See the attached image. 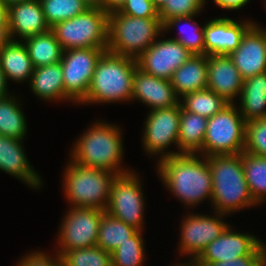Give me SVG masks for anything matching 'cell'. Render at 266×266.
Wrapping results in <instances>:
<instances>
[{
  "label": "cell",
  "instance_id": "cell-22",
  "mask_svg": "<svg viewBox=\"0 0 266 266\" xmlns=\"http://www.w3.org/2000/svg\"><path fill=\"white\" fill-rule=\"evenodd\" d=\"M0 64L7 82H29L34 71L28 49L19 40H10L0 49Z\"/></svg>",
  "mask_w": 266,
  "mask_h": 266
},
{
  "label": "cell",
  "instance_id": "cell-2",
  "mask_svg": "<svg viewBox=\"0 0 266 266\" xmlns=\"http://www.w3.org/2000/svg\"><path fill=\"white\" fill-rule=\"evenodd\" d=\"M120 126L99 119L73 143L70 160L80 166L114 172H131L121 165L124 153Z\"/></svg>",
  "mask_w": 266,
  "mask_h": 266
},
{
  "label": "cell",
  "instance_id": "cell-31",
  "mask_svg": "<svg viewBox=\"0 0 266 266\" xmlns=\"http://www.w3.org/2000/svg\"><path fill=\"white\" fill-rule=\"evenodd\" d=\"M245 179L255 202L266 201V157L247 152L241 153Z\"/></svg>",
  "mask_w": 266,
  "mask_h": 266
},
{
  "label": "cell",
  "instance_id": "cell-1",
  "mask_svg": "<svg viewBox=\"0 0 266 266\" xmlns=\"http://www.w3.org/2000/svg\"><path fill=\"white\" fill-rule=\"evenodd\" d=\"M156 167L165 188L185 207L198 206L207 198L212 201L213 181L207 157L179 154L157 161Z\"/></svg>",
  "mask_w": 266,
  "mask_h": 266
},
{
  "label": "cell",
  "instance_id": "cell-5",
  "mask_svg": "<svg viewBox=\"0 0 266 266\" xmlns=\"http://www.w3.org/2000/svg\"><path fill=\"white\" fill-rule=\"evenodd\" d=\"M163 34L160 18H140L109 13L107 50L137 59Z\"/></svg>",
  "mask_w": 266,
  "mask_h": 266
},
{
  "label": "cell",
  "instance_id": "cell-35",
  "mask_svg": "<svg viewBox=\"0 0 266 266\" xmlns=\"http://www.w3.org/2000/svg\"><path fill=\"white\" fill-rule=\"evenodd\" d=\"M63 266H112L111 254L98 246L66 251Z\"/></svg>",
  "mask_w": 266,
  "mask_h": 266
},
{
  "label": "cell",
  "instance_id": "cell-38",
  "mask_svg": "<svg viewBox=\"0 0 266 266\" xmlns=\"http://www.w3.org/2000/svg\"><path fill=\"white\" fill-rule=\"evenodd\" d=\"M117 11L133 17L160 18L152 0H126Z\"/></svg>",
  "mask_w": 266,
  "mask_h": 266
},
{
  "label": "cell",
  "instance_id": "cell-37",
  "mask_svg": "<svg viewBox=\"0 0 266 266\" xmlns=\"http://www.w3.org/2000/svg\"><path fill=\"white\" fill-rule=\"evenodd\" d=\"M204 7V0H168L159 11V17L164 24L170 18L199 14Z\"/></svg>",
  "mask_w": 266,
  "mask_h": 266
},
{
  "label": "cell",
  "instance_id": "cell-11",
  "mask_svg": "<svg viewBox=\"0 0 266 266\" xmlns=\"http://www.w3.org/2000/svg\"><path fill=\"white\" fill-rule=\"evenodd\" d=\"M107 48H77L63 51L61 66L65 102L80 103L87 95L96 65Z\"/></svg>",
  "mask_w": 266,
  "mask_h": 266
},
{
  "label": "cell",
  "instance_id": "cell-32",
  "mask_svg": "<svg viewBox=\"0 0 266 266\" xmlns=\"http://www.w3.org/2000/svg\"><path fill=\"white\" fill-rule=\"evenodd\" d=\"M182 108L209 119L229 104L223 97L206 88L180 98Z\"/></svg>",
  "mask_w": 266,
  "mask_h": 266
},
{
  "label": "cell",
  "instance_id": "cell-48",
  "mask_svg": "<svg viewBox=\"0 0 266 266\" xmlns=\"http://www.w3.org/2000/svg\"><path fill=\"white\" fill-rule=\"evenodd\" d=\"M155 8L160 11L168 2V0H152Z\"/></svg>",
  "mask_w": 266,
  "mask_h": 266
},
{
  "label": "cell",
  "instance_id": "cell-42",
  "mask_svg": "<svg viewBox=\"0 0 266 266\" xmlns=\"http://www.w3.org/2000/svg\"><path fill=\"white\" fill-rule=\"evenodd\" d=\"M126 0H103V9L110 13L118 10Z\"/></svg>",
  "mask_w": 266,
  "mask_h": 266
},
{
  "label": "cell",
  "instance_id": "cell-34",
  "mask_svg": "<svg viewBox=\"0 0 266 266\" xmlns=\"http://www.w3.org/2000/svg\"><path fill=\"white\" fill-rule=\"evenodd\" d=\"M142 235V231H138L111 253L112 266H142L146 260Z\"/></svg>",
  "mask_w": 266,
  "mask_h": 266
},
{
  "label": "cell",
  "instance_id": "cell-7",
  "mask_svg": "<svg viewBox=\"0 0 266 266\" xmlns=\"http://www.w3.org/2000/svg\"><path fill=\"white\" fill-rule=\"evenodd\" d=\"M109 13L89 8L51 27L63 51L77 48H107Z\"/></svg>",
  "mask_w": 266,
  "mask_h": 266
},
{
  "label": "cell",
  "instance_id": "cell-47",
  "mask_svg": "<svg viewBox=\"0 0 266 266\" xmlns=\"http://www.w3.org/2000/svg\"><path fill=\"white\" fill-rule=\"evenodd\" d=\"M0 23H7V6L0 3Z\"/></svg>",
  "mask_w": 266,
  "mask_h": 266
},
{
  "label": "cell",
  "instance_id": "cell-16",
  "mask_svg": "<svg viewBox=\"0 0 266 266\" xmlns=\"http://www.w3.org/2000/svg\"><path fill=\"white\" fill-rule=\"evenodd\" d=\"M252 20L235 21L229 17L213 18L204 24L205 55H229L242 41Z\"/></svg>",
  "mask_w": 266,
  "mask_h": 266
},
{
  "label": "cell",
  "instance_id": "cell-18",
  "mask_svg": "<svg viewBox=\"0 0 266 266\" xmlns=\"http://www.w3.org/2000/svg\"><path fill=\"white\" fill-rule=\"evenodd\" d=\"M141 101L149 111L170 108L180 103L170 80L152 76L136 67L131 101Z\"/></svg>",
  "mask_w": 266,
  "mask_h": 266
},
{
  "label": "cell",
  "instance_id": "cell-26",
  "mask_svg": "<svg viewBox=\"0 0 266 266\" xmlns=\"http://www.w3.org/2000/svg\"><path fill=\"white\" fill-rule=\"evenodd\" d=\"M207 124V118L192 112H187L181 107L178 155H203V142L207 130Z\"/></svg>",
  "mask_w": 266,
  "mask_h": 266
},
{
  "label": "cell",
  "instance_id": "cell-49",
  "mask_svg": "<svg viewBox=\"0 0 266 266\" xmlns=\"http://www.w3.org/2000/svg\"><path fill=\"white\" fill-rule=\"evenodd\" d=\"M20 1H22V0H0V3L4 4L5 6H8V5L12 4V3L20 2Z\"/></svg>",
  "mask_w": 266,
  "mask_h": 266
},
{
  "label": "cell",
  "instance_id": "cell-8",
  "mask_svg": "<svg viewBox=\"0 0 266 266\" xmlns=\"http://www.w3.org/2000/svg\"><path fill=\"white\" fill-rule=\"evenodd\" d=\"M236 105V103H229L208 119L203 156L244 152L246 122Z\"/></svg>",
  "mask_w": 266,
  "mask_h": 266
},
{
  "label": "cell",
  "instance_id": "cell-14",
  "mask_svg": "<svg viewBox=\"0 0 266 266\" xmlns=\"http://www.w3.org/2000/svg\"><path fill=\"white\" fill-rule=\"evenodd\" d=\"M229 225L197 258L203 266L235 260L250 254H266V244L253 234L233 231Z\"/></svg>",
  "mask_w": 266,
  "mask_h": 266
},
{
  "label": "cell",
  "instance_id": "cell-24",
  "mask_svg": "<svg viewBox=\"0 0 266 266\" xmlns=\"http://www.w3.org/2000/svg\"><path fill=\"white\" fill-rule=\"evenodd\" d=\"M237 105L245 122L266 117V72L243 80Z\"/></svg>",
  "mask_w": 266,
  "mask_h": 266
},
{
  "label": "cell",
  "instance_id": "cell-36",
  "mask_svg": "<svg viewBox=\"0 0 266 266\" xmlns=\"http://www.w3.org/2000/svg\"><path fill=\"white\" fill-rule=\"evenodd\" d=\"M244 152L266 157V117L246 123Z\"/></svg>",
  "mask_w": 266,
  "mask_h": 266
},
{
  "label": "cell",
  "instance_id": "cell-15",
  "mask_svg": "<svg viewBox=\"0 0 266 266\" xmlns=\"http://www.w3.org/2000/svg\"><path fill=\"white\" fill-rule=\"evenodd\" d=\"M156 41L137 59V67L144 72L171 80L176 69L182 66L193 54L174 39Z\"/></svg>",
  "mask_w": 266,
  "mask_h": 266
},
{
  "label": "cell",
  "instance_id": "cell-28",
  "mask_svg": "<svg viewBox=\"0 0 266 266\" xmlns=\"http://www.w3.org/2000/svg\"><path fill=\"white\" fill-rule=\"evenodd\" d=\"M195 16H197V14L170 18L163 24V32L166 34L168 30H173L175 27L179 28L180 24L181 26L184 25L183 27H180L183 30H180L179 28V35L171 39L181 43L193 55H205L204 25L203 27H200V24L193 19Z\"/></svg>",
  "mask_w": 266,
  "mask_h": 266
},
{
  "label": "cell",
  "instance_id": "cell-19",
  "mask_svg": "<svg viewBox=\"0 0 266 266\" xmlns=\"http://www.w3.org/2000/svg\"><path fill=\"white\" fill-rule=\"evenodd\" d=\"M7 24L11 40L23 41L51 30L39 0H22L8 5Z\"/></svg>",
  "mask_w": 266,
  "mask_h": 266
},
{
  "label": "cell",
  "instance_id": "cell-17",
  "mask_svg": "<svg viewBox=\"0 0 266 266\" xmlns=\"http://www.w3.org/2000/svg\"><path fill=\"white\" fill-rule=\"evenodd\" d=\"M228 56L243 79L266 72V38L260 24L255 22Z\"/></svg>",
  "mask_w": 266,
  "mask_h": 266
},
{
  "label": "cell",
  "instance_id": "cell-6",
  "mask_svg": "<svg viewBox=\"0 0 266 266\" xmlns=\"http://www.w3.org/2000/svg\"><path fill=\"white\" fill-rule=\"evenodd\" d=\"M63 177V192L70 207L106 209L113 180L117 174L67 162Z\"/></svg>",
  "mask_w": 266,
  "mask_h": 266
},
{
  "label": "cell",
  "instance_id": "cell-29",
  "mask_svg": "<svg viewBox=\"0 0 266 266\" xmlns=\"http://www.w3.org/2000/svg\"><path fill=\"white\" fill-rule=\"evenodd\" d=\"M21 105L13 94L0 99V135L24 140L28 125Z\"/></svg>",
  "mask_w": 266,
  "mask_h": 266
},
{
  "label": "cell",
  "instance_id": "cell-12",
  "mask_svg": "<svg viewBox=\"0 0 266 266\" xmlns=\"http://www.w3.org/2000/svg\"><path fill=\"white\" fill-rule=\"evenodd\" d=\"M181 107L179 103L174 107L149 111L144 121L143 137H141L143 150L151 156H160L157 161L178 155V151H171L168 146L176 145L178 149Z\"/></svg>",
  "mask_w": 266,
  "mask_h": 266
},
{
  "label": "cell",
  "instance_id": "cell-20",
  "mask_svg": "<svg viewBox=\"0 0 266 266\" xmlns=\"http://www.w3.org/2000/svg\"><path fill=\"white\" fill-rule=\"evenodd\" d=\"M23 141L0 135V171L19 179L32 189H40L42 177L30 165Z\"/></svg>",
  "mask_w": 266,
  "mask_h": 266
},
{
  "label": "cell",
  "instance_id": "cell-39",
  "mask_svg": "<svg viewBox=\"0 0 266 266\" xmlns=\"http://www.w3.org/2000/svg\"><path fill=\"white\" fill-rule=\"evenodd\" d=\"M53 255L50 256L43 250L31 251L20 258L16 266H63L61 256L55 253Z\"/></svg>",
  "mask_w": 266,
  "mask_h": 266
},
{
  "label": "cell",
  "instance_id": "cell-40",
  "mask_svg": "<svg viewBox=\"0 0 266 266\" xmlns=\"http://www.w3.org/2000/svg\"><path fill=\"white\" fill-rule=\"evenodd\" d=\"M209 266H266V254H250L232 261L211 263Z\"/></svg>",
  "mask_w": 266,
  "mask_h": 266
},
{
  "label": "cell",
  "instance_id": "cell-43",
  "mask_svg": "<svg viewBox=\"0 0 266 266\" xmlns=\"http://www.w3.org/2000/svg\"><path fill=\"white\" fill-rule=\"evenodd\" d=\"M11 40L7 23H0V49Z\"/></svg>",
  "mask_w": 266,
  "mask_h": 266
},
{
  "label": "cell",
  "instance_id": "cell-23",
  "mask_svg": "<svg viewBox=\"0 0 266 266\" xmlns=\"http://www.w3.org/2000/svg\"><path fill=\"white\" fill-rule=\"evenodd\" d=\"M207 55H192L175 70L171 83L176 95L182 98L188 93L207 88Z\"/></svg>",
  "mask_w": 266,
  "mask_h": 266
},
{
  "label": "cell",
  "instance_id": "cell-10",
  "mask_svg": "<svg viewBox=\"0 0 266 266\" xmlns=\"http://www.w3.org/2000/svg\"><path fill=\"white\" fill-rule=\"evenodd\" d=\"M59 224L57 235L58 251L62 256L66 251L96 246L99 224L104 210L92 207H69Z\"/></svg>",
  "mask_w": 266,
  "mask_h": 266
},
{
  "label": "cell",
  "instance_id": "cell-30",
  "mask_svg": "<svg viewBox=\"0 0 266 266\" xmlns=\"http://www.w3.org/2000/svg\"><path fill=\"white\" fill-rule=\"evenodd\" d=\"M138 231L135 227L127 225L122 220L114 218L105 212L99 224L96 246L111 254Z\"/></svg>",
  "mask_w": 266,
  "mask_h": 266
},
{
  "label": "cell",
  "instance_id": "cell-9",
  "mask_svg": "<svg viewBox=\"0 0 266 266\" xmlns=\"http://www.w3.org/2000/svg\"><path fill=\"white\" fill-rule=\"evenodd\" d=\"M138 175L131 171L116 176L105 212L144 232L145 195Z\"/></svg>",
  "mask_w": 266,
  "mask_h": 266
},
{
  "label": "cell",
  "instance_id": "cell-27",
  "mask_svg": "<svg viewBox=\"0 0 266 266\" xmlns=\"http://www.w3.org/2000/svg\"><path fill=\"white\" fill-rule=\"evenodd\" d=\"M23 42L34 68L57 64L61 61L63 49L51 30L27 37Z\"/></svg>",
  "mask_w": 266,
  "mask_h": 266
},
{
  "label": "cell",
  "instance_id": "cell-50",
  "mask_svg": "<svg viewBox=\"0 0 266 266\" xmlns=\"http://www.w3.org/2000/svg\"><path fill=\"white\" fill-rule=\"evenodd\" d=\"M261 28L264 30L265 38H266V27L264 28V27L261 26Z\"/></svg>",
  "mask_w": 266,
  "mask_h": 266
},
{
  "label": "cell",
  "instance_id": "cell-33",
  "mask_svg": "<svg viewBox=\"0 0 266 266\" xmlns=\"http://www.w3.org/2000/svg\"><path fill=\"white\" fill-rule=\"evenodd\" d=\"M49 27L89 9L82 0H39Z\"/></svg>",
  "mask_w": 266,
  "mask_h": 266
},
{
  "label": "cell",
  "instance_id": "cell-46",
  "mask_svg": "<svg viewBox=\"0 0 266 266\" xmlns=\"http://www.w3.org/2000/svg\"><path fill=\"white\" fill-rule=\"evenodd\" d=\"M89 8L103 9V0H82Z\"/></svg>",
  "mask_w": 266,
  "mask_h": 266
},
{
  "label": "cell",
  "instance_id": "cell-21",
  "mask_svg": "<svg viewBox=\"0 0 266 266\" xmlns=\"http://www.w3.org/2000/svg\"><path fill=\"white\" fill-rule=\"evenodd\" d=\"M207 88L229 103L240 96L243 78L228 55H207Z\"/></svg>",
  "mask_w": 266,
  "mask_h": 266
},
{
  "label": "cell",
  "instance_id": "cell-3",
  "mask_svg": "<svg viewBox=\"0 0 266 266\" xmlns=\"http://www.w3.org/2000/svg\"><path fill=\"white\" fill-rule=\"evenodd\" d=\"M207 160L212 174L211 205L215 213L230 215L258 206L245 179L241 154L211 155Z\"/></svg>",
  "mask_w": 266,
  "mask_h": 266
},
{
  "label": "cell",
  "instance_id": "cell-41",
  "mask_svg": "<svg viewBox=\"0 0 266 266\" xmlns=\"http://www.w3.org/2000/svg\"><path fill=\"white\" fill-rule=\"evenodd\" d=\"M208 0H204V5ZM214 3L221 8L222 10H239L242 7H245L250 0H213Z\"/></svg>",
  "mask_w": 266,
  "mask_h": 266
},
{
  "label": "cell",
  "instance_id": "cell-25",
  "mask_svg": "<svg viewBox=\"0 0 266 266\" xmlns=\"http://www.w3.org/2000/svg\"><path fill=\"white\" fill-rule=\"evenodd\" d=\"M61 63L34 68L29 81L32 93L43 101H65Z\"/></svg>",
  "mask_w": 266,
  "mask_h": 266
},
{
  "label": "cell",
  "instance_id": "cell-13",
  "mask_svg": "<svg viewBox=\"0 0 266 266\" xmlns=\"http://www.w3.org/2000/svg\"><path fill=\"white\" fill-rule=\"evenodd\" d=\"M191 213L189 212L182 219L180 241H178L180 243L177 249L182 256L198 258L230 224L224 221L227 215L223 213L214 212L212 213L214 216Z\"/></svg>",
  "mask_w": 266,
  "mask_h": 266
},
{
  "label": "cell",
  "instance_id": "cell-45",
  "mask_svg": "<svg viewBox=\"0 0 266 266\" xmlns=\"http://www.w3.org/2000/svg\"><path fill=\"white\" fill-rule=\"evenodd\" d=\"M188 261V262H187ZM186 262L175 263L173 266H203L197 258H189Z\"/></svg>",
  "mask_w": 266,
  "mask_h": 266
},
{
  "label": "cell",
  "instance_id": "cell-44",
  "mask_svg": "<svg viewBox=\"0 0 266 266\" xmlns=\"http://www.w3.org/2000/svg\"><path fill=\"white\" fill-rule=\"evenodd\" d=\"M8 82L0 64V99L7 97L11 93L8 91Z\"/></svg>",
  "mask_w": 266,
  "mask_h": 266
},
{
  "label": "cell",
  "instance_id": "cell-4",
  "mask_svg": "<svg viewBox=\"0 0 266 266\" xmlns=\"http://www.w3.org/2000/svg\"><path fill=\"white\" fill-rule=\"evenodd\" d=\"M135 58L106 50L100 57L86 97L79 104L131 102Z\"/></svg>",
  "mask_w": 266,
  "mask_h": 266
}]
</instances>
